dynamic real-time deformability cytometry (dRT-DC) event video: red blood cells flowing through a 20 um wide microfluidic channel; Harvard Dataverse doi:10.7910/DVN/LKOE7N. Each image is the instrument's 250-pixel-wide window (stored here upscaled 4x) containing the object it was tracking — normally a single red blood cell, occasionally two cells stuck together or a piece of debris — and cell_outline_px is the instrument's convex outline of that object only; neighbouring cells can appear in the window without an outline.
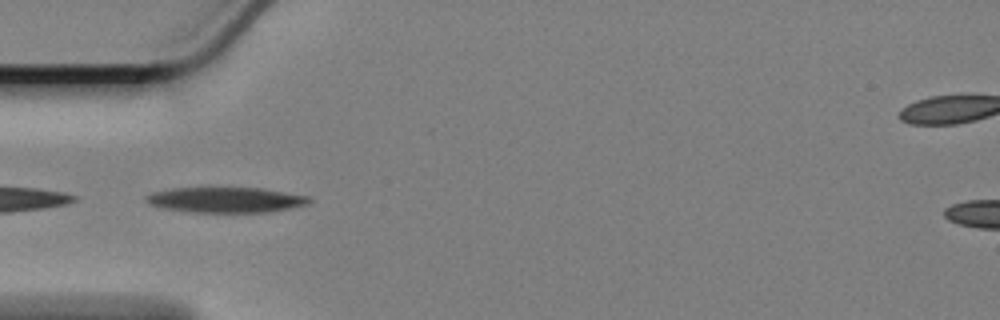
{"species": "Egyptian fruit bat (a non-hibernating species)", "species_latin": "Rousettus aegyptiacus", "temperature_condition": "cold", "stored_images_in_passage": 15, "camera_frame_rate_fps": 3000, "um_per_image_px": 0.085, "animal": {"sex": "female"}, "frame": {"image": 1, "passage_image": 1, "time_ms": 0.0, "image_size_px": [1000, 320], "cell_outline_px": [[312, 200], [308, 204], [268, 212], [192, 212], [160, 208], [148, 204], [144, 200], [144, 196], [152, 192], [172, 188], [264, 188], [312, 196]], "centroid_in_image_um": [19.18, 16.98], "position_along_channel_um": 65.8, "area_um2": 24.39}}
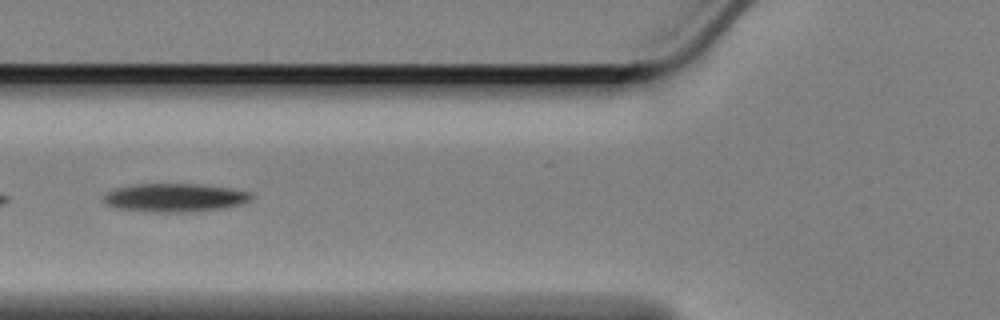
{"frame": {"image": 2, "passage_image": 5, "time_ms": 1.333, "image_size_px": [1000, 320], "cell_outline_px": [[256, 196], [252, 200], [240, 204], [224, 208], [188, 212], [156, 212], [112, 208], [100, 200], [100, 196], [104, 192], [128, 184], [204, 184], [252, 192]], "centroid_in_image_um": [14.8, 16.79], "position_along_channel_um": 111.0, "area_um2": 25.09}}